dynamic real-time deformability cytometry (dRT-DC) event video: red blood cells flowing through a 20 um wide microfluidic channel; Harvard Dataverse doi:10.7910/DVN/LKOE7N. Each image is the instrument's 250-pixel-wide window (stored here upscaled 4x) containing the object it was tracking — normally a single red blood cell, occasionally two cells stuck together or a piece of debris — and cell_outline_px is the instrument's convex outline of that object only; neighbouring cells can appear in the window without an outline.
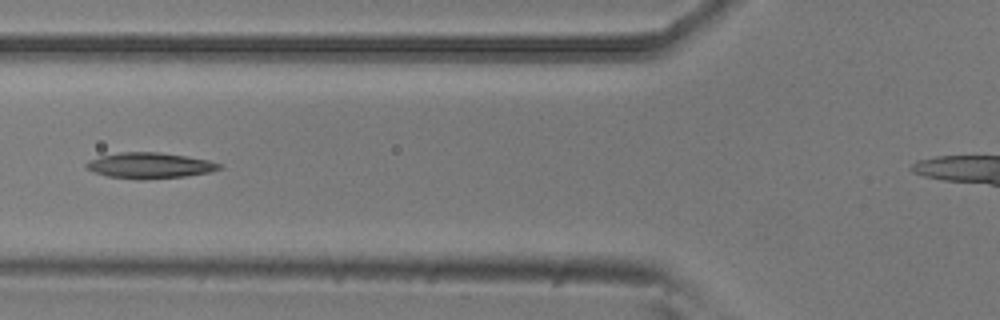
{"species": "common noctule bat (a hibernating species)", "species_latin": "Nyctalus noctula", "temperature_condition": "room temperature", "stored_images_in_passage": 38, "camera_frame_rate_fps": 3000, "um_per_image_px": 0.085, "animal": {"sex": "male", "body_mass_g": 20.5, "forearm_length_mm": 52.5}, "frame": {"image": 1, "passage_image": 16, "time_ms": 5.0, "image_size_px": [1000, 320], "cell_outline_px": [[224, 168], [208, 172], [184, 176], [144, 180], [136, 180], [108, 176], [84, 168], [84, 164], [88, 160], [100, 156], [120, 152], [160, 152], [208, 160], [220, 164]], "centroid_in_image_um": [12.68, 14.07], "position_along_channel_um": 113.1, "area_um2": 20.0}}
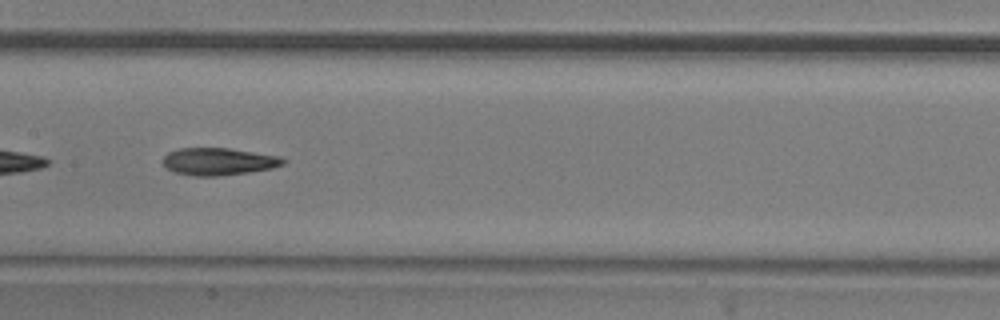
{"frame": {"image": 2, "passage_image": 22, "time_ms": 7.0, "image_size_px": [1000, 320], "cell_outline_px": [[288, 160], [284, 164], [272, 168], [248, 172], [216, 176], [192, 176], [172, 172], [164, 164], [164, 156], [168, 152], [180, 148], [228, 148], [280, 156]], "centroid_in_image_um": [18.59, 13.73], "position_along_channel_um": 188.8, "area_um2": 19.13}}
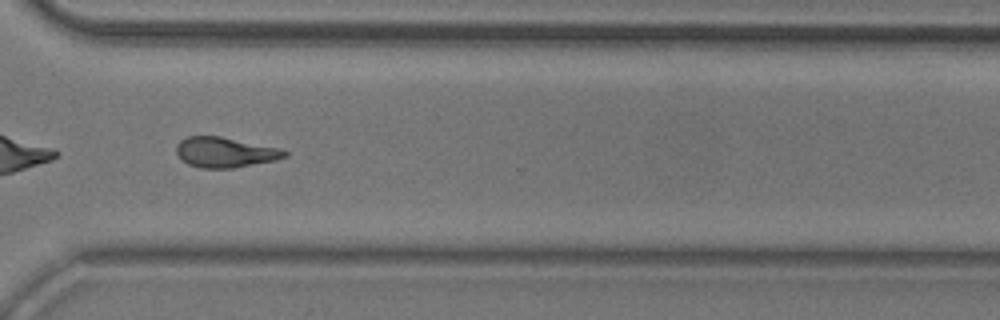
{"frame": {"image": 3, "passage_image": 35, "time_ms": 11.333, "image_size_px": [1000, 320], "cell_outline_px": [[288, 156], [276, 160], [232, 168], [200, 168], [188, 164], [176, 152], [176, 144], [184, 136], [220, 136], [280, 148], [288, 152]], "centroid_in_image_um": [19.13, 12.94], "position_along_channel_um": 351.5, "area_um2": 19.07}, "authors_computed_cell_mechanics": {"area_um2": 19.363, "velocity_mm_per_s": 3.7657, "shape_relaxation_time_tau1_ms": 7.7677, "shape_relaxation_time_tau2_ms": 3.2602, "deformation_change_tau1": 0.2046, "deformation_change_tau2": 0.121}}